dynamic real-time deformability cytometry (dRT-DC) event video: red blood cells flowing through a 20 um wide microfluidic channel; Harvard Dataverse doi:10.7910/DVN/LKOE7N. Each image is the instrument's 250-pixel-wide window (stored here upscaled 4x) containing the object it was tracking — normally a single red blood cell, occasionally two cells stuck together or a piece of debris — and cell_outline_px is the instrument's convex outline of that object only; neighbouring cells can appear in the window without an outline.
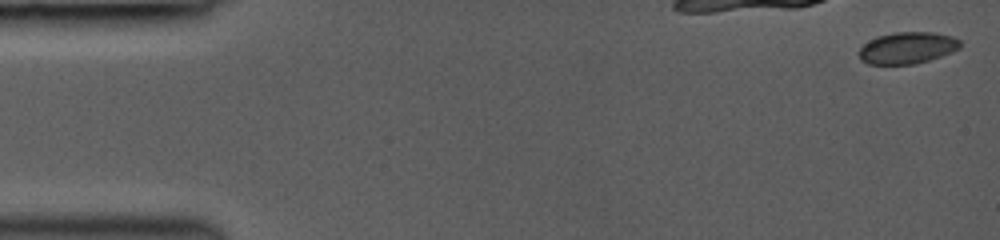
{"species": "common noctule bat (a hibernating species)", "species_latin": "Nyctalus noctula", "temperature_condition": "room temperature", "stored_images_in_passage": 14, "camera_frame_rate_fps": 3000, "um_per_image_px": 0.085, "animal": {"sex": "female", "body_mass_g": 19.0, "forearm_length_mm": 53.3}, "frame": {"image": 1, "passage_image": 1, "time_ms": 0.0, "image_size_px": [1000, 240], "cell_outline_px": [[960, 48], [952, 52], [916, 64], [868, 64], [860, 60], [860, 48], [864, 44], [876, 36], [896, 32], [932, 32], [952, 36], [960, 40]], "centroid_in_image_um": [77.13, 4.07], "position_along_channel_um": 7.9, "area_um2": 18.61}}